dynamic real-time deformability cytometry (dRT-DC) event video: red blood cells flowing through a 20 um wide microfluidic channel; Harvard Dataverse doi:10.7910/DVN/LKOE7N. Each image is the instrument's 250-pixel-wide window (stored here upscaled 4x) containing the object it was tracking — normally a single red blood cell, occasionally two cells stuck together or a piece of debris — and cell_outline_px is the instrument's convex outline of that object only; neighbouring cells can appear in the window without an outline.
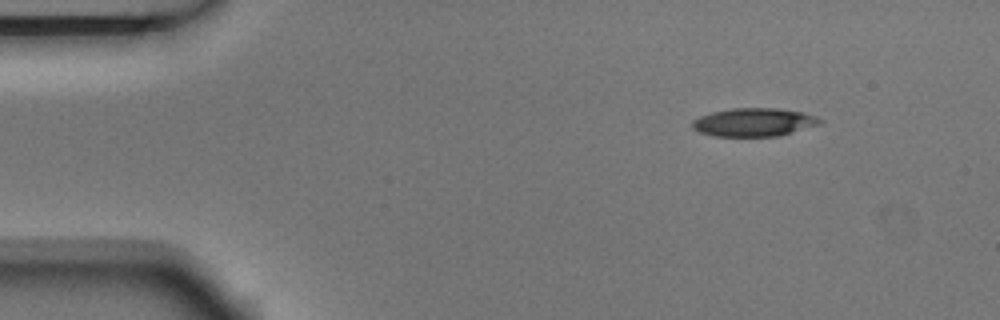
{"species": "Egyptian fruit bat (a non-hibernating species)", "species_latin": "Rousettus aegyptiacus", "temperature_condition": "room temperature", "stored_images_in_passage": 3, "camera_frame_rate_fps": 3000, "um_per_image_px": 0.085, "animal": {"sex": "male"}, "frame": {"image": 1, "passage_image": 1, "time_ms": 0.0, "image_size_px": [1000, 320], "cell_outline_px": [[824, 120], [820, 124], [780, 136], [716, 136], [700, 132], [692, 128], [692, 120], [700, 116], [712, 112], [732, 108], [776, 108], [804, 112], [816, 116]], "centroid_in_image_um": [64.11, 10.38], "position_along_channel_um": 20.9, "area_um2": 21.1}}
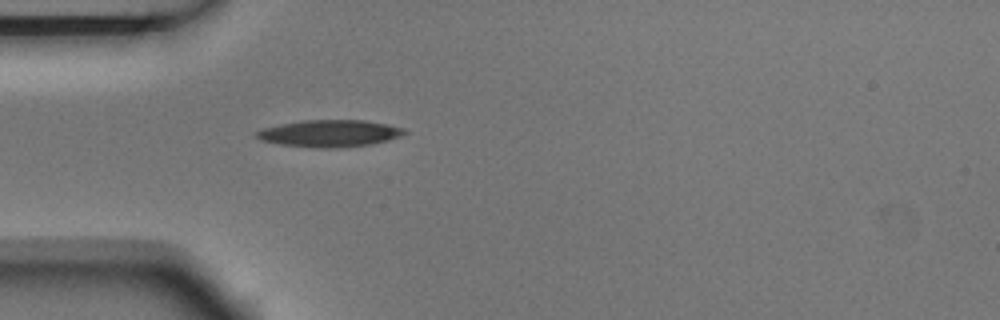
{"frame": {"image": 2, "passage_image": 3, "time_ms": 0.667, "image_size_px": [1000, 320], "cell_outline_px": [[408, 132], [400, 136], [388, 140], [372, 144], [336, 148], [320, 148], [280, 144], [260, 140], [256, 136], [256, 132], [264, 128], [280, 124], [304, 120], [364, 120], [388, 124], [404, 128]], "centroid_in_image_um": [28.05, 11.33], "position_along_channel_um": 56.9, "area_um2": 23.18}}